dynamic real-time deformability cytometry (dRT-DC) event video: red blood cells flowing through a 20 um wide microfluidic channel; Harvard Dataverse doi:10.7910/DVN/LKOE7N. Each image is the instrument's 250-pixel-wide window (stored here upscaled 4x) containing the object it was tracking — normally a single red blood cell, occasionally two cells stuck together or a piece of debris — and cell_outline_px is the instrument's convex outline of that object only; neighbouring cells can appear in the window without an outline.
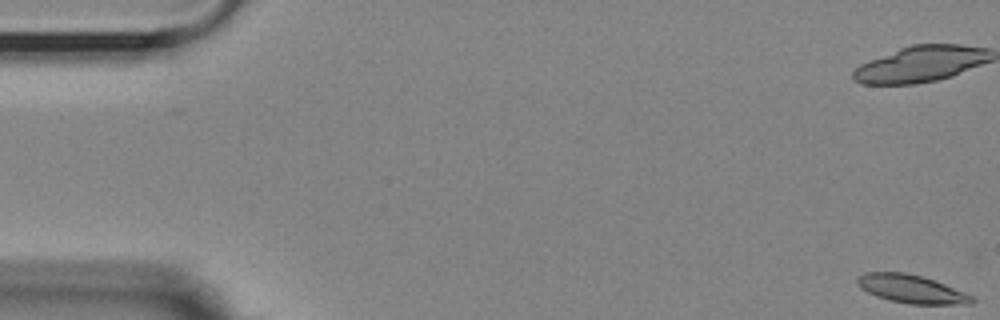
{"species": "Egyptian fruit bat (a non-hibernating species)", "species_latin": "Rousettus aegyptiacus", "temperature_condition": "room temperature", "stored_images_in_passage": 5, "camera_frame_rate_fps": 3000, "um_per_image_px": 0.085, "animal": {"sex": "female"}, "frame": {"image": 1, "passage_image": 1, "time_ms": 0.0, "image_size_px": [1000, 320], "cell_outline_px": [[976, 300], [972, 304], [908, 304], [888, 300], [876, 296], [860, 288], [856, 284], [856, 276], [864, 272], [904, 272], [920, 276], [944, 284], [964, 292], [972, 296]], "centroid_in_image_um": [77.42, 24.57], "position_along_channel_um": 7.6, "area_um2": 18.9}}